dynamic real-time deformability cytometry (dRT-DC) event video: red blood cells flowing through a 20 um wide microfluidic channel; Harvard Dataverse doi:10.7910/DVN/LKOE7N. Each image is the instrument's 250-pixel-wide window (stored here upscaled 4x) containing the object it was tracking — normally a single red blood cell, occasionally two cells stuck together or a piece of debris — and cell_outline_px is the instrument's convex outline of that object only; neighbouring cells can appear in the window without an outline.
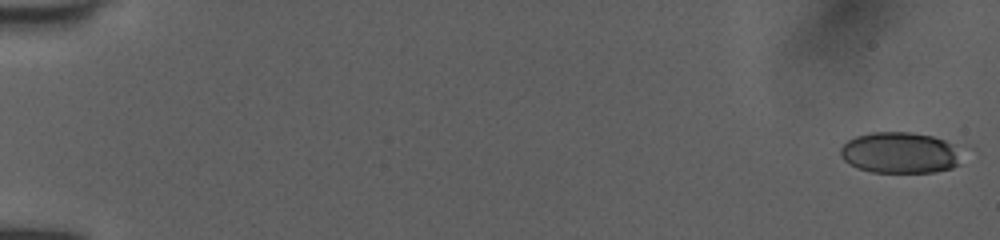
{"species": "human", "species_latin": "Homo sapiens", "temperature_condition": "room temperature", "stored_images_in_passage": 52, "camera_frame_rate_fps": 3000, "um_per_image_px": 0.085, "donor": {"sex": "female"}, "frame": {"image": 1, "passage_image": 1, "time_ms": 0.0, "image_size_px": [1000, 240], "cell_outline_px": [[960, 164], [952, 168], [932, 172], [872, 172], [856, 168], [848, 164], [840, 156], [840, 148], [848, 140], [856, 136], [872, 132], [912, 132], [932, 136], [944, 140], [960, 148]], "centroid_in_image_um": [76.49, 12.98], "position_along_channel_um": 8.5, "area_um2": 29.3}}
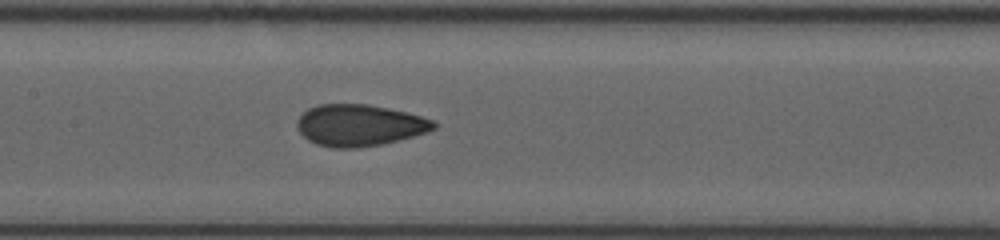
{"frame": {"image": 2, "passage_image": 27, "time_ms": 8.667, "image_size_px": [1000, 240], "cell_outline_px": [[436, 128], [428, 132], [380, 144], [356, 148], [332, 148], [316, 144], [308, 140], [300, 132], [296, 124], [296, 120], [308, 108], [320, 104], [368, 104], [388, 108], [420, 116], [432, 120], [436, 124]], "centroid_in_image_um": [30.52, 10.64], "position_along_channel_um": 176.9, "area_um2": 32.89}}
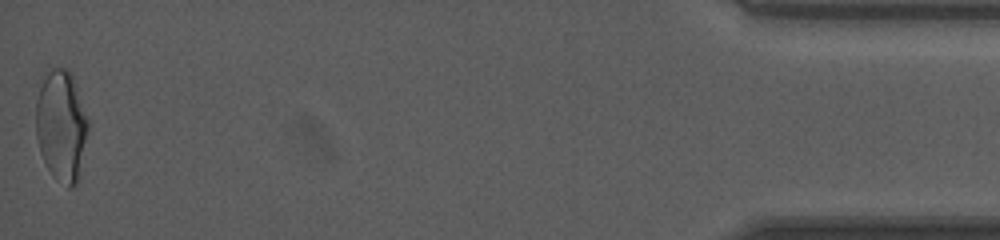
{"frame": {"image": 3, "passage_image": 52, "time_ms": 17.0, "image_size_px": [1000, 240], "cell_outline_px": [[92, 124], [76, 184], [72, 188], [68, 188], [56, 180], [52, 176], [40, 152], [36, 136], [36, 100], [40, 76], [48, 64], [68, 68], [72, 76]], "centroid_in_image_um": [5.22, 10.58], "position_along_channel_um": 430.0, "area_um2": 35.43}, "authors_computed_cell_mechanics": {"area_um2": 32.079, "velocity_mm_per_s": 4.0553, "shape_relaxation_time_tau1_ms": 8.6815, "shape_relaxation_time_tau2_ms": 0.9755, "deformation_change_tau1": 0.1763, "deformation_change_tau2": 0.0695}}